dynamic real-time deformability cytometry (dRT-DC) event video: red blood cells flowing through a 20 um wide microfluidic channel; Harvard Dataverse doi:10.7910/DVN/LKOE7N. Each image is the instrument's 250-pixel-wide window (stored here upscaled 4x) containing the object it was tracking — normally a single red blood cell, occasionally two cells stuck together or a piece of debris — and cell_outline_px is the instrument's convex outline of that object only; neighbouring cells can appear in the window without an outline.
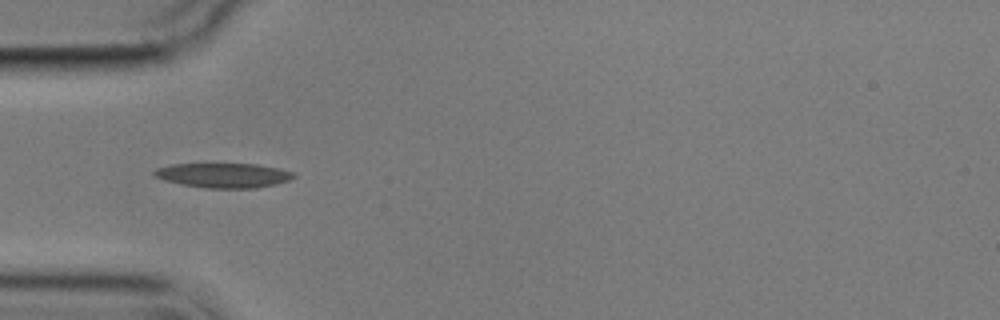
{"species": "common noctule bat (a hibernating species)", "species_latin": "Nyctalus noctula", "temperature_condition": "cold", "stored_images_in_passage": 9, "camera_frame_rate_fps": 3000, "um_per_image_px": 0.085, "animal": {"sex": "male", "body_mass_g": 17.9}, "frame": {"image": 1, "passage_image": 1, "time_ms": 0.0, "image_size_px": [1000, 320], "cell_outline_px": [[296, 176], [288, 180], [276, 184], [256, 188], [204, 188], [180, 184], [164, 180], [156, 176], [152, 172], [156, 168], [172, 164], [256, 164], [280, 168], [292, 172]], "centroid_in_image_um": [18.99, 14.9], "position_along_channel_um": 66.0, "area_um2": 20.0}}
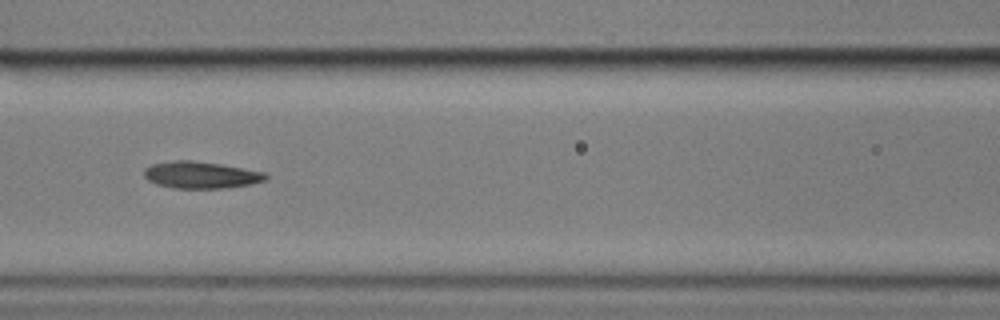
{"frame": {"image": 2, "passage_image": 3, "time_ms": 2.333, "image_size_px": [1000, 320], "cell_outline_px": [[268, 176], [264, 180], [252, 184], [224, 188], [172, 188], [156, 184], [148, 180], [144, 176], [144, 168], [152, 164], [172, 160], [192, 160], [220, 164], [264, 172]], "centroid_in_image_um": [17.04, 14.87], "position_along_channel_um": 149.6, "area_um2": 19.02}}
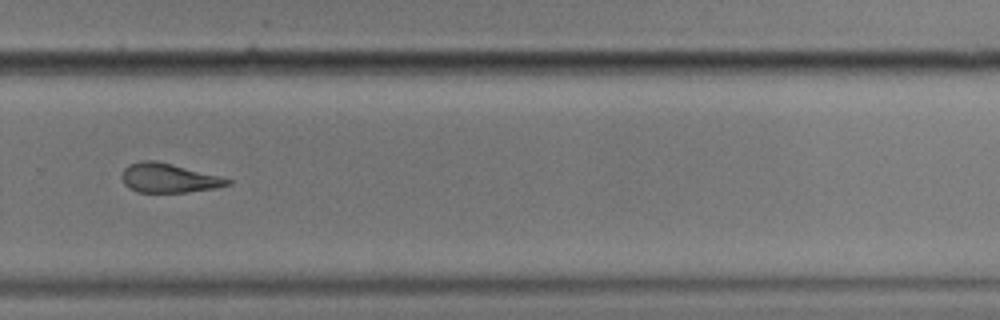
{"frame": {"image": 3, "passage_image": 7, "time_ms": 7.0, "image_size_px": [1000, 320], "cell_outline_px": [[232, 184], [216, 188], [184, 192], [136, 192], [128, 188], [124, 184], [120, 176], [124, 168], [128, 164], [140, 160], [156, 160], [232, 180]], "centroid_in_image_um": [14.26, 15.13], "position_along_channel_um": 315.5, "area_um2": 17.92}}